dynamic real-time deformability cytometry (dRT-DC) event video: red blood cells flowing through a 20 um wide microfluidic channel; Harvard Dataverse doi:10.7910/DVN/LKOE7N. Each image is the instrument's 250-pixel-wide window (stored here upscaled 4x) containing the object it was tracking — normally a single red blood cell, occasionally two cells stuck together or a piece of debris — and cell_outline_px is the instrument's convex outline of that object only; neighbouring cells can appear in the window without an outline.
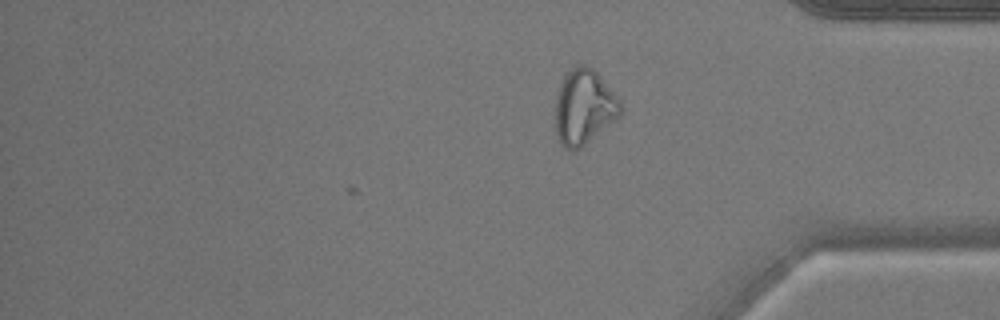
{"species": "common noctule bat (a hibernating species)", "species_latin": "Nyctalus noctula", "temperature_condition": "warm", "stored_images_in_passage": 31, "camera_frame_rate_fps": 3000, "um_per_image_px": 0.085, "animal": {"sex": "male", "body_mass_g": 17.9}, "frame": {"image": 1, "passage_image": 31, "time_ms": 10.0, "image_size_px": [1000, 320], "cell_outline_px": [[624, 112], [616, 120], [576, 152], [572, 152], [564, 148], [560, 144], [556, 132], [556, 96], [560, 84], [564, 76], [572, 68], [580, 64], [584, 64], [592, 68], [600, 76], [620, 100], [624, 108]], "centroid_in_image_um": [49.66, 9.14], "position_along_channel_um": 385.5, "area_um2": 28.84}}